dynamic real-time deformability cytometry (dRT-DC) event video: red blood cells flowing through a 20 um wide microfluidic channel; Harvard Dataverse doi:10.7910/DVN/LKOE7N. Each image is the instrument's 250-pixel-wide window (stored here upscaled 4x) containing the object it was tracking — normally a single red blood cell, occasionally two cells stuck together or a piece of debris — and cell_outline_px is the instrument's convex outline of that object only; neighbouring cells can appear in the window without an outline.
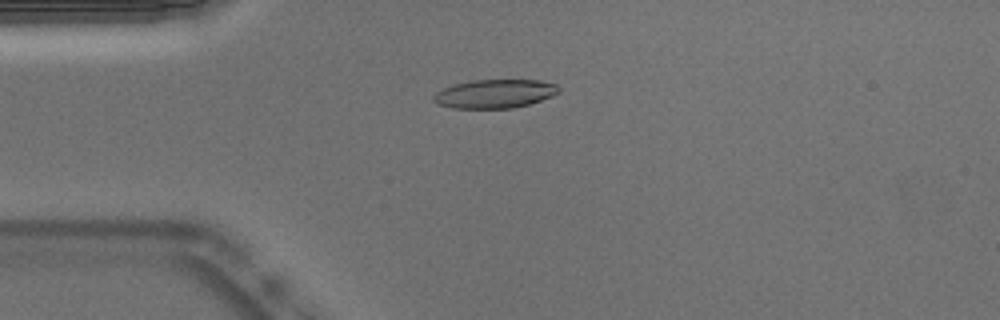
{"species": "Egyptian fruit bat (a non-hibernating species)", "species_latin": "Rousettus aegyptiacus", "temperature_condition": "warm", "stored_images_in_passage": 53, "camera_frame_rate_fps": 3000, "um_per_image_px": 0.085, "animal": {"sex": "male"}, "frame": {"image": 1, "passage_image": 13, "time_ms": 4.0, "image_size_px": [1000, 320], "cell_outline_px": [[560, 92], [552, 96], [528, 104], [512, 108], [452, 108], [436, 104], [432, 100], [432, 96], [436, 92], [444, 88], [456, 84], [472, 80], [540, 80], [556, 84], [560, 88]], "centroid_in_image_um": [42.04, 7.97], "position_along_channel_um": 43.0, "area_um2": 20.92}}
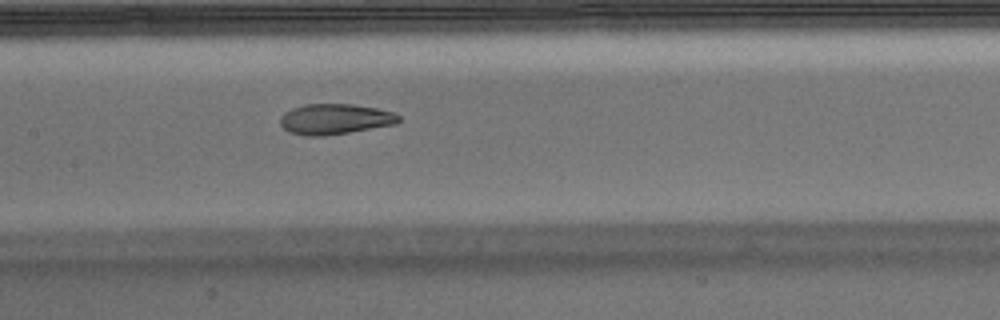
{"frame": {"image": 2, "passage_image": 25, "time_ms": 8.0, "image_size_px": [1000, 320], "cell_outline_px": [[400, 120], [396, 124], [348, 132], [320, 136], [304, 136], [288, 132], [280, 124], [280, 116], [284, 112], [292, 108], [304, 104], [352, 104], [376, 108], [392, 112], [400, 116]], "centroid_in_image_um": [28.43, 10.12], "position_along_channel_um": 179.0, "area_um2": 21.04}}
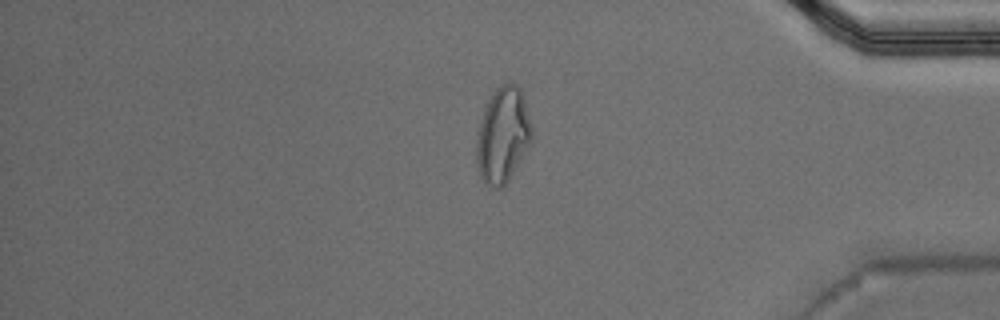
{"frame": {"image": 3, "passage_image": 44, "time_ms": 14.333, "image_size_px": [1000, 320], "cell_outline_px": [[532, 140], [508, 180], [500, 188], [496, 188], [488, 184], [480, 176], [476, 164], [476, 140], [480, 120], [484, 108], [488, 100], [496, 88], [500, 84], [516, 84], [520, 88], [524, 96], [532, 124]], "centroid_in_image_um": [42.74, 11.45], "position_along_channel_um": 392.5, "area_um2": 30.69}, "authors_computed_cell_mechanics": {"area_um2": 21.5594, "velocity_mm_per_s": 3.8227, "shape_relaxation_time_tau1_ms": null, "shape_relaxation_time_tau2_ms": 1.8351, "deformation_change_tau1": null, "deformation_change_tau2": 0.088}}